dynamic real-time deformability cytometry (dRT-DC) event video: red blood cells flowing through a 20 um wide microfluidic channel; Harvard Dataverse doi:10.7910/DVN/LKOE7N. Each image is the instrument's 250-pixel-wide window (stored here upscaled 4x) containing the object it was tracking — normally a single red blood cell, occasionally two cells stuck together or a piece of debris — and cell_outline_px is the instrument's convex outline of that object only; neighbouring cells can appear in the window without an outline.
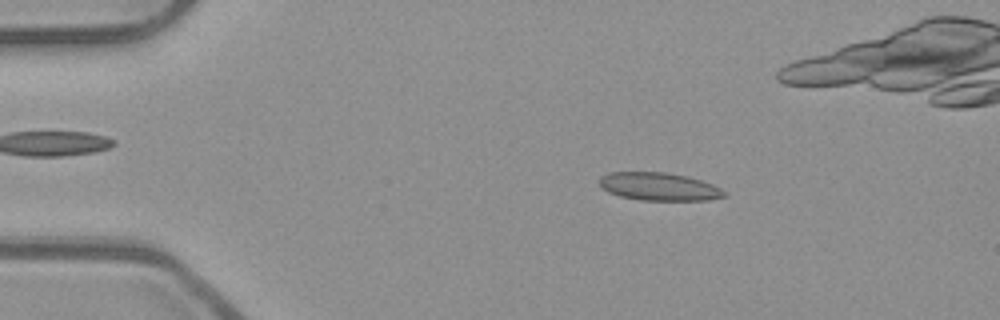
{"species": "common noctule bat (a hibernating species)", "species_latin": "Nyctalus noctula", "temperature_condition": "room temperature", "stored_images_in_passage": 53, "camera_frame_rate_fps": 3000, "um_per_image_px": 0.085, "animal": {"sex": "male", "body_mass_g": 23.1, "forearm_length_mm": 52.7}, "frame": {"image": 1, "passage_image": 9, "time_ms": 2.667, "image_size_px": [1000, 320], "cell_outline_px": [[724, 196], [708, 200], [640, 200], [620, 196], [608, 192], [600, 188], [600, 176], [608, 172], [668, 172], [688, 176], [712, 184], [720, 188], [724, 192]], "centroid_in_image_um": [55.96, 15.85], "position_along_channel_um": 29.0, "area_um2": 20.35}}
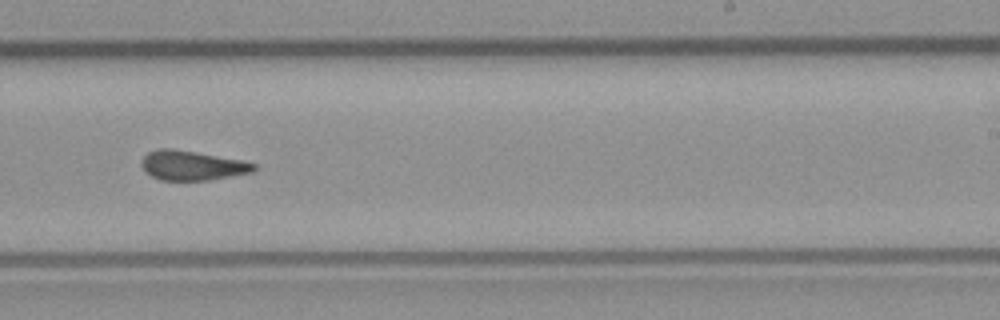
{"frame": {"image": 2, "passage_image": 32, "time_ms": 10.333, "image_size_px": [1000, 320], "cell_outline_px": [[256, 168], [252, 172], [212, 180], [160, 180], [152, 176], [140, 164], [140, 160], [148, 152], [160, 148], [172, 148], [244, 160], [256, 164]], "centroid_in_image_um": [16.34, 14.06], "position_along_channel_um": 272.7, "area_um2": 19.42}}
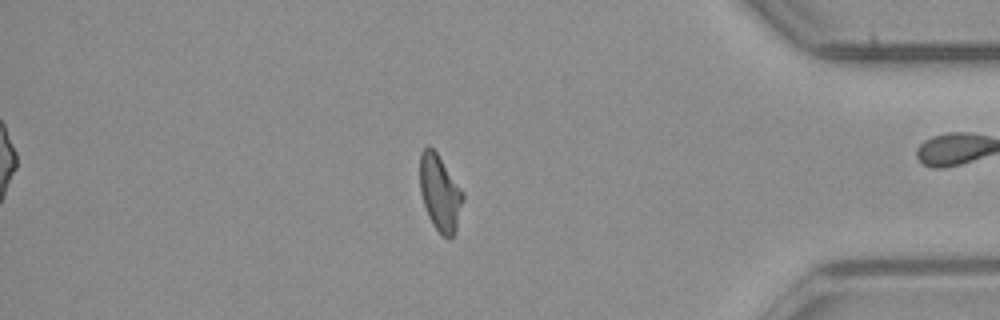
{"frame": {"image": 3, "passage_image": 44, "time_ms": 14.333, "image_size_px": [1000, 320], "cell_outline_px": [[464, 196], [456, 232], [448, 240], [432, 224], [428, 216], [420, 192], [420, 152], [428, 144], [436, 152], [464, 192]], "centroid_in_image_um": [37.4, 16.4], "position_along_channel_um": 397.8, "area_um2": 19.07}, "authors_computed_cell_mechanics": {"area_um2": 19.5942, "velocity_mm_per_s": 3.9724, "shape_relaxation_time_tau1_ms": null, "shape_relaxation_time_tau2_ms": 2.0923, "deformation_change_tau1": null, "deformation_change_tau2": 0.1083}}